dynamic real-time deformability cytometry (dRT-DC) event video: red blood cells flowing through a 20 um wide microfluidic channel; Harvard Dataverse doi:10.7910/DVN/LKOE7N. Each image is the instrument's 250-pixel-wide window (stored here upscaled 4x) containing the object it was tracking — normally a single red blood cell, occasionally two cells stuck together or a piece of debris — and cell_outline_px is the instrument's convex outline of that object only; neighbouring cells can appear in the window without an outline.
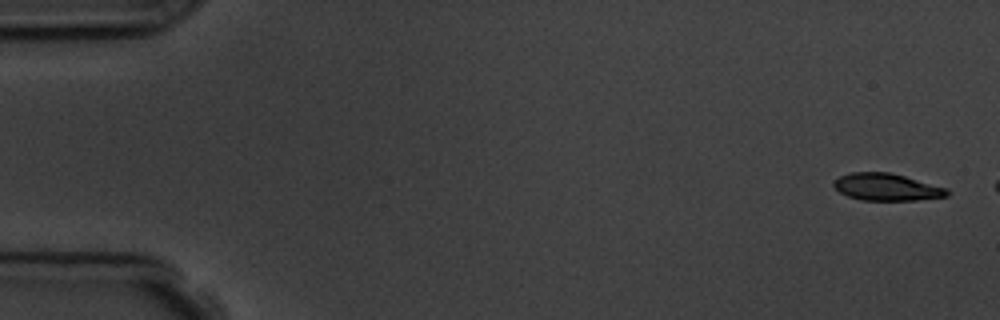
{"species": "common noctule bat (a hibernating species)", "species_latin": "Nyctalus noctula", "temperature_condition": "room temperature", "stored_images_in_passage": 4, "camera_frame_rate_fps": 3000, "um_per_image_px": 0.085, "animal": {"sex": "male", "body_mass_g": 19.5, "forearm_length_mm": 54.6}, "frame": {"image": 1, "passage_image": 1, "time_ms": 0.0, "image_size_px": [1000, 320], "cell_outline_px": [[952, 192], [948, 196], [916, 200], [860, 200], [848, 196], [840, 192], [832, 184], [840, 176], [852, 172], [888, 172], [904, 176], [948, 188]], "centroid_in_image_um": [75.4, 15.9], "position_along_channel_um": 9.6, "area_um2": 17.86}}